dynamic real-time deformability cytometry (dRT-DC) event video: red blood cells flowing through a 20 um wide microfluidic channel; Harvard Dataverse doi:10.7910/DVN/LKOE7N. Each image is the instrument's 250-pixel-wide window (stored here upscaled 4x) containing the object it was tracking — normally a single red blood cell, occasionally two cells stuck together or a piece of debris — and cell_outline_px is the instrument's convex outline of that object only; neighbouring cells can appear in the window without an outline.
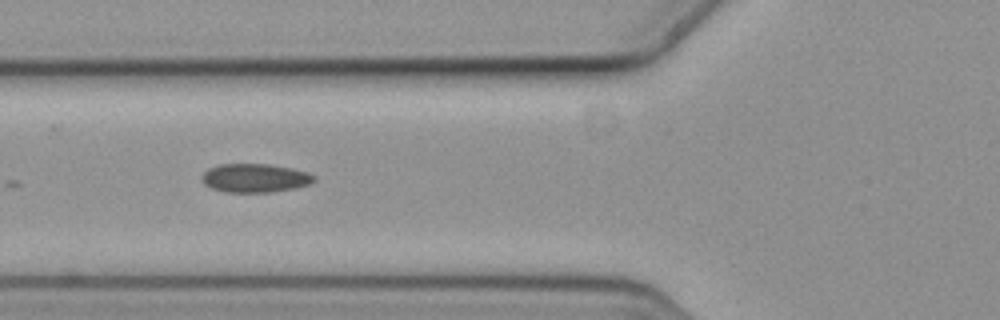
{"species": "common noctule bat (a hibernating species)", "species_latin": "Nyctalus noctula", "temperature_condition": "cold", "stored_images_in_passage": 10, "camera_frame_rate_fps": 3000, "um_per_image_px": 0.085, "animal": {"sex": "female", "body_mass_g": 19.3, "forearm_length_mm": 54.1}, "frame": {"image": 1, "passage_image": 7, "time_ms": 2.0, "image_size_px": [1000, 320], "cell_outline_px": [[316, 180], [312, 184], [296, 188], [272, 192], [224, 192], [212, 188], [204, 184], [200, 180], [200, 176], [208, 168], [220, 164], [268, 164], [292, 168], [308, 172], [316, 176]], "centroid_in_image_um": [21.68, 15.13], "position_along_channel_um": 104.1, "area_um2": 19.07}}
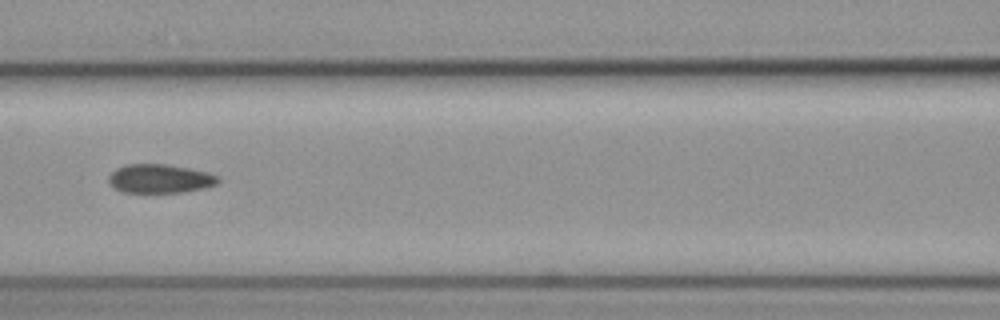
{"frame": {"image": 2, "passage_image": 8, "time_ms": 2.333, "image_size_px": [1000, 320], "cell_outline_px": [[220, 180], [216, 184], [204, 188], [184, 192], [120, 192], [112, 188], [108, 180], [108, 176], [116, 168], [124, 164], [168, 164], [208, 172], [220, 176]], "centroid_in_image_um": [13.57, 15.18], "position_along_channel_um": 153.0, "area_um2": 18.61}}
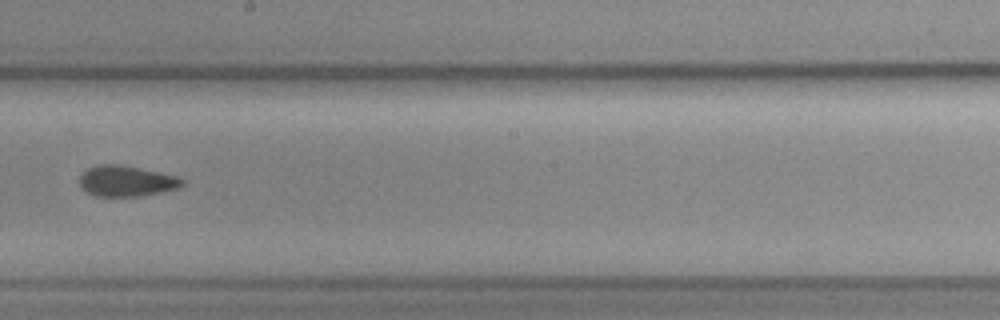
{"frame": {"image": 3, "passage_image": 10, "time_ms": 3.0, "image_size_px": [1000, 320], "cell_outline_px": [[184, 184], [180, 188], [140, 196], [96, 196], [88, 192], [80, 184], [80, 176], [88, 168], [96, 164], [120, 164], [140, 168], [176, 176], [184, 180]], "centroid_in_image_um": [10.76, 15.38], "position_along_channel_um": 237.4, "area_um2": 18.26}}